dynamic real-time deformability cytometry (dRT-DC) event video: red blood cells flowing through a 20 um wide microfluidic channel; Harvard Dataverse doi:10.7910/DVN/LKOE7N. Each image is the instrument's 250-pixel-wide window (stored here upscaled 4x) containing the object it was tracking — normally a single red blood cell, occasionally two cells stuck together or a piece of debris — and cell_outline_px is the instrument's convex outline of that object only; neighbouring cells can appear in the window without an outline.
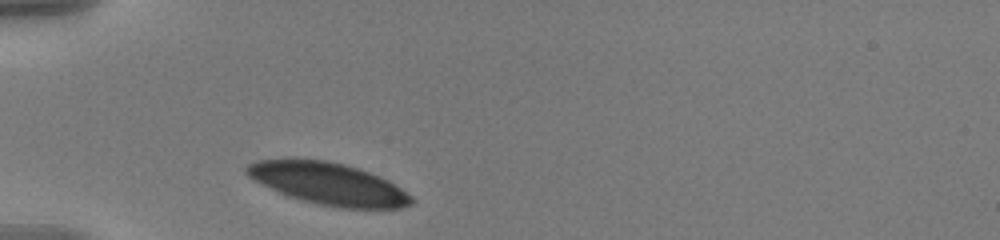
{"species": "human", "species_latin": "Homo sapiens", "temperature_condition": "warm", "stored_images_in_passage": 33, "camera_frame_rate_fps": 3000, "um_per_image_px": 0.085, "donor": {"sex": "male"}, "frame": {"image": 1, "passage_image": 1, "time_ms": 0.0, "image_size_px": [1000, 240], "cell_outline_px": [[416, 200], [412, 204], [400, 208], [340, 208], [320, 204], [288, 196], [252, 180], [244, 172], [244, 168], [248, 164], [256, 160], [324, 160], [344, 164], [380, 176], [388, 180], [412, 196]], "centroid_in_image_um": [27.92, 15.63], "position_along_channel_um": 57.1, "area_um2": 39.94}}
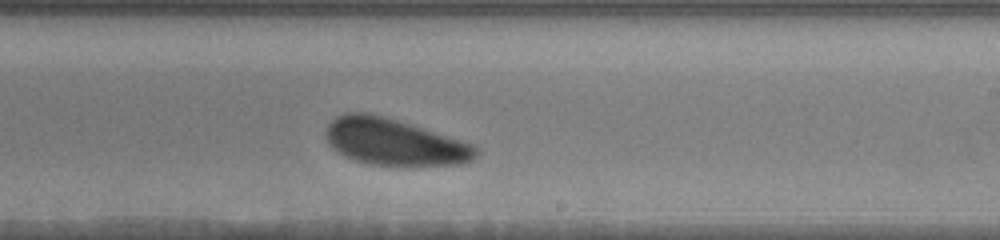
{"frame": {"image": 2, "passage_image": 19, "time_ms": 6.0, "image_size_px": [1000, 240], "cell_outline_px": [[480, 152], [472, 160], [460, 164], [408, 168], [400, 168], [368, 164], [344, 156], [336, 152], [328, 144], [324, 132], [328, 124], [336, 116], [344, 112], [368, 112], [412, 124], [472, 144]], "centroid_in_image_um": [33.49, 12.11], "position_along_channel_um": 255.5, "area_um2": 41.91}}
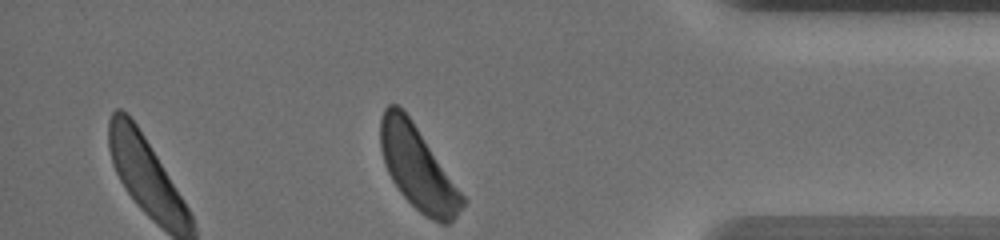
{"frame": {"image": 3, "passage_image": 33, "time_ms": 10.667, "image_size_px": [1000, 240], "cell_outline_px": [[468, 200], [456, 216], [448, 224], [440, 224], [424, 216], [400, 192], [392, 180], [388, 172], [380, 148], [380, 120], [384, 108], [388, 104], [396, 104], [412, 120]], "centroid_in_image_um": [35.53, 14.29], "position_along_channel_um": 399.7, "area_um2": 39.54}, "authors_computed_cell_mechanics": {"area_um2": 41.905, "velocity_mm_per_s": 3.5412, "shape_relaxation_time_tau1_ms": 1.723, "shape_relaxation_time_tau2_ms": 8.5303, "deformation_change_tau1": 0.0693, "deformation_change_tau2": 0.1507}}